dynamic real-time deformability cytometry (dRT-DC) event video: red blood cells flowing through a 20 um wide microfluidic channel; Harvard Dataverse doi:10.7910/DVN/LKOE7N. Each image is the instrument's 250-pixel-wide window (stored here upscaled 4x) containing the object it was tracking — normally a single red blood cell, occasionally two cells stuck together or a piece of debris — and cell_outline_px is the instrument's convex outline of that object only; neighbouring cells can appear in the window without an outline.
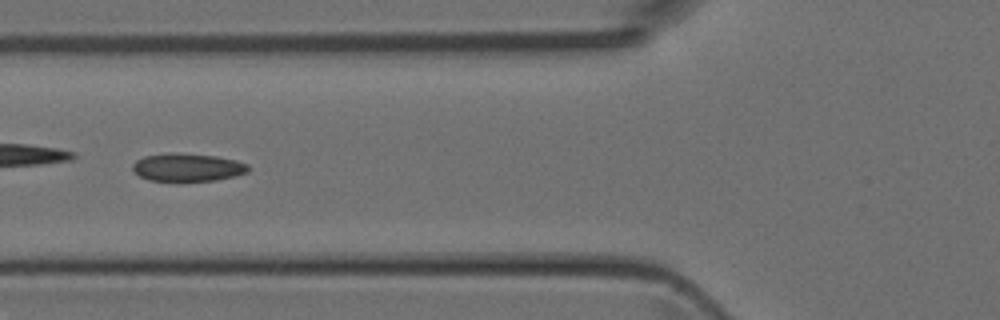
{"species": "Egyptian fruit bat (a non-hibernating species)", "species_latin": "Rousettus aegyptiacus", "temperature_condition": "room temperature", "stored_images_in_passage": 5, "camera_frame_rate_fps": 3000, "um_per_image_px": 0.085, "animal": {"sex": "female"}, "frame": {"image": 1, "passage_image": 3, "time_ms": 0.667, "image_size_px": [1000, 320], "cell_outline_px": [[248, 172], [236, 176], [216, 180], [180, 184], [148, 180], [140, 176], [132, 168], [132, 164], [136, 160], [144, 156], [168, 152], [172, 152], [216, 156], [236, 160], [248, 164]], "centroid_in_image_um": [15.92, 14.26], "position_along_channel_um": 109.9, "area_um2": 19.71}}
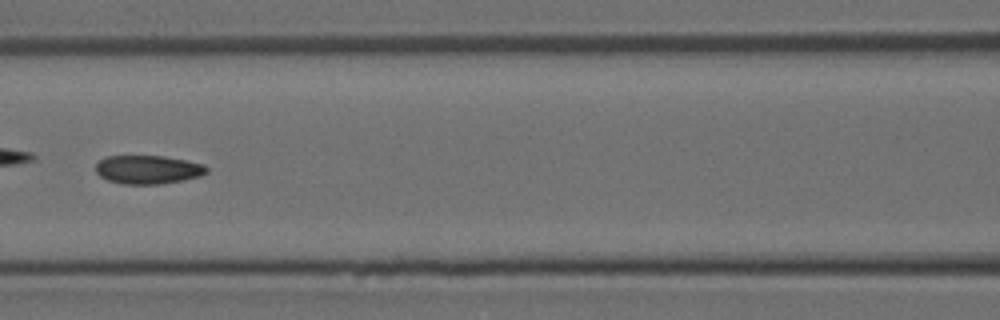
{"frame": {"image": 2, "passage_image": 4, "time_ms": 1.0, "image_size_px": [1000, 320], "cell_outline_px": [[208, 172], [200, 176], [184, 180], [160, 184], [124, 184], [108, 180], [100, 176], [96, 172], [96, 164], [104, 156], [164, 156], [204, 164], [208, 168]], "centroid_in_image_um": [12.58, 14.41], "position_along_channel_um": 154.0, "area_um2": 18.5}}
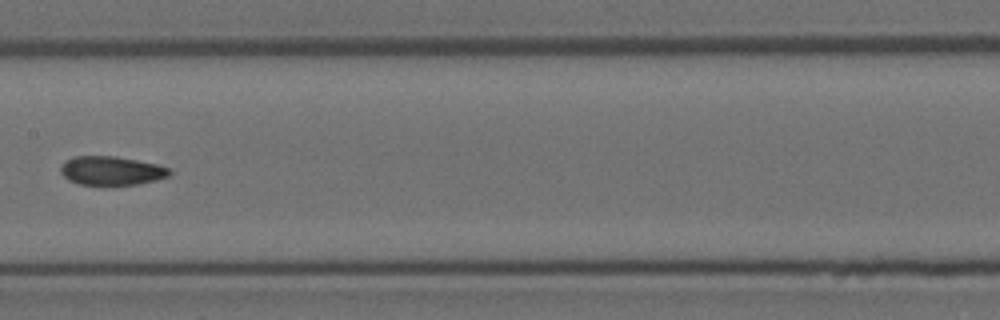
{"frame": {"image": 3, "passage_image": 5, "time_ms": 1.333, "image_size_px": [1000, 320], "cell_outline_px": [[172, 172], [168, 176], [156, 180], [140, 184], [80, 184], [68, 180], [60, 172], [60, 168], [64, 160], [76, 156], [116, 156], [156, 164], [168, 168]], "centroid_in_image_um": [9.45, 14.5], "position_along_channel_um": 198.0, "area_um2": 18.15}}